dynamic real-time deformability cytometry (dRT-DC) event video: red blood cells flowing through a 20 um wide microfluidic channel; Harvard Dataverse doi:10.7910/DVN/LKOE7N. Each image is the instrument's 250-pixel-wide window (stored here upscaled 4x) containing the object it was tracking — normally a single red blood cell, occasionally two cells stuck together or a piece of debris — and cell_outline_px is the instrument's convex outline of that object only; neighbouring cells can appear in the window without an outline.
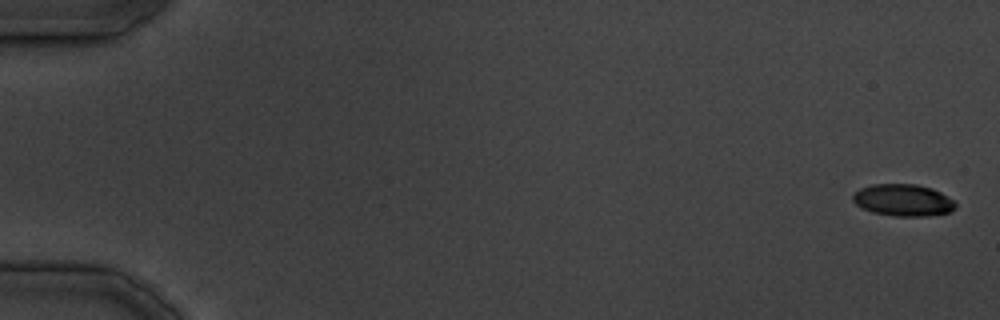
{"species": "common noctule bat (a hibernating species)", "species_latin": "Nyctalus noctula", "temperature_condition": "cold", "stored_images_in_passage": 36, "camera_frame_rate_fps": 3000, "um_per_image_px": 0.085, "animal": {"sex": "male", "body_mass_g": 19.5, "forearm_length_mm": 54.6}, "frame": {"image": 1, "passage_image": 1, "time_ms": 0.0, "image_size_px": [1000, 320], "cell_outline_px": [[956, 208], [948, 212], [928, 216], [896, 216], [872, 212], [860, 208], [852, 200], [852, 196], [860, 188], [872, 184], [916, 184], [932, 188], [940, 192], [952, 200], [956, 204]], "centroid_in_image_um": [76.74, 17.01], "position_along_channel_um": 8.3, "area_um2": 19.07}}
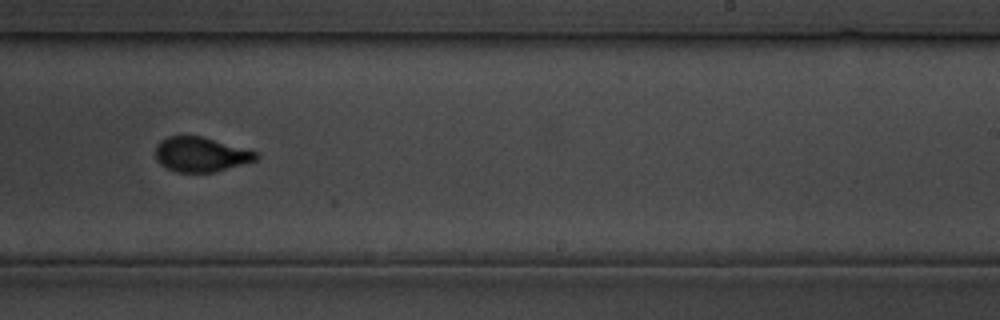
{"frame": {"image": 2, "passage_image": 24, "time_ms": 28.667, "image_size_px": [1000, 320], "cell_outline_px": [[260, 156], [256, 160], [216, 172], [176, 172], [160, 164], [156, 160], [156, 144], [160, 140], [168, 136], [200, 136], [256, 152]], "centroid_in_image_um": [17.03, 13.13], "position_along_channel_um": 272.0, "area_um2": 20.11}}
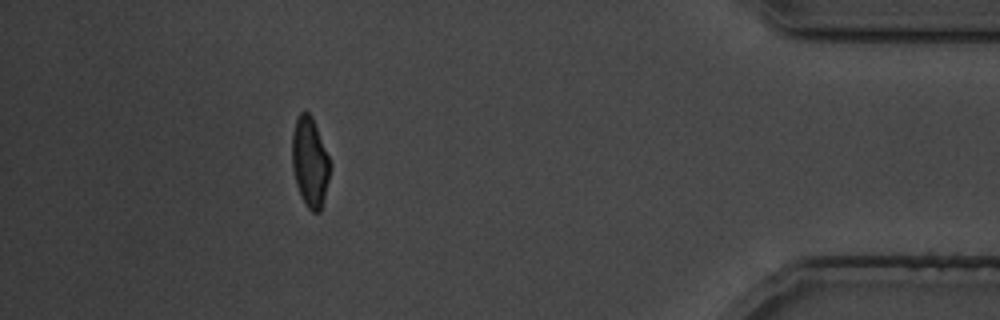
{"frame": {"image": 3, "passage_image": 34, "time_ms": 41.0, "image_size_px": [1000, 320], "cell_outline_px": [[332, 164], [320, 212], [312, 212], [308, 208], [296, 184], [292, 168], [292, 136], [296, 120], [300, 112], [308, 112], [312, 116]], "centroid_in_image_um": [26.35, 13.75], "position_along_channel_um": 408.9, "area_um2": 19.65}}